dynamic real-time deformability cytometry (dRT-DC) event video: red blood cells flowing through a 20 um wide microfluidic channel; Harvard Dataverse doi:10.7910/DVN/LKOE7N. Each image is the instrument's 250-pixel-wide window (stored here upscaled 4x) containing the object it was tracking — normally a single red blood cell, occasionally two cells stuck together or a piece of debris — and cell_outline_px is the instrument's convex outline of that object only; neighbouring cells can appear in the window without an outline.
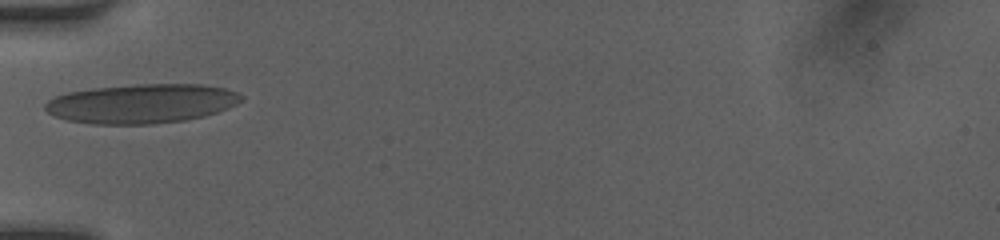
{"species": "human", "species_latin": "Homo sapiens", "temperature_condition": "room temperature", "stored_images_in_passage": 26, "camera_frame_rate_fps": 3000, "um_per_image_px": 0.085, "donor": {"sex": "female"}, "frame": {"image": 1, "passage_image": 1, "time_ms": 0.0, "image_size_px": [1000, 240], "cell_outline_px": [[244, 100], [228, 108], [204, 116], [184, 120], [152, 124], [92, 124], [68, 120], [56, 116], [48, 112], [44, 108], [44, 104], [48, 100], [56, 96], [68, 92], [92, 88], [136, 84], [200, 84], [224, 88], [236, 92], [244, 96]], "centroid_in_image_um": [12.05, 8.8], "position_along_channel_um": 73.0, "area_um2": 44.91}}
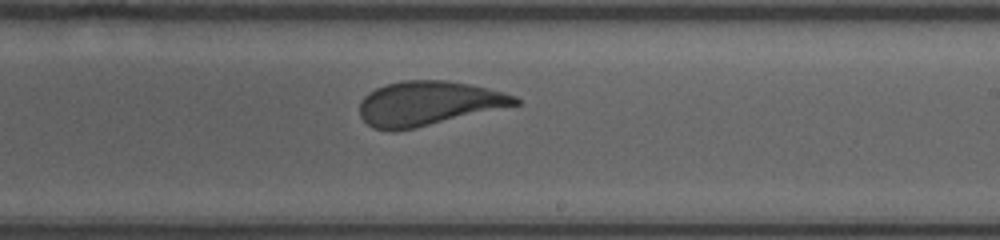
{"frame": {"image": 2, "passage_image": 14, "time_ms": 4.333, "image_size_px": [1000, 240], "cell_outline_px": [[520, 104], [416, 128], [372, 128], [360, 116], [360, 100], [368, 92], [376, 88], [388, 84], [404, 80], [448, 80], [472, 84], [504, 92], [516, 96], [520, 100]], "centroid_in_image_um": [36.45, 8.75], "position_along_channel_um": 252.6, "area_um2": 39.77}}
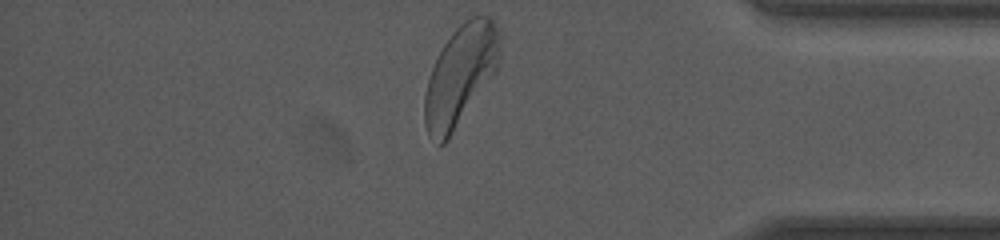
{"frame": {"image": 3, "passage_image": 26, "time_ms": 8.333, "image_size_px": [1000, 240], "cell_outline_px": [[500, 44], [496, 72], [448, 140], [444, 144], [440, 144], [428, 136], [424, 124], [424, 96], [428, 80], [432, 68], [444, 44], [452, 32], [464, 20], [472, 16], [488, 16], [492, 20], [500, 32]], "centroid_in_image_um": [39.12, 6.42], "position_along_channel_um": 396.1, "area_um2": 43.7}, "authors_computed_cell_mechanics": {"area_um2": 40.9513, "velocity_mm_per_s": 4.1369, "shape_relaxation_time_tau1_ms": 2.9471, "shape_relaxation_time_tau2_ms": null, "deformation_change_tau1": 0.1451, "deformation_change_tau2": null}}